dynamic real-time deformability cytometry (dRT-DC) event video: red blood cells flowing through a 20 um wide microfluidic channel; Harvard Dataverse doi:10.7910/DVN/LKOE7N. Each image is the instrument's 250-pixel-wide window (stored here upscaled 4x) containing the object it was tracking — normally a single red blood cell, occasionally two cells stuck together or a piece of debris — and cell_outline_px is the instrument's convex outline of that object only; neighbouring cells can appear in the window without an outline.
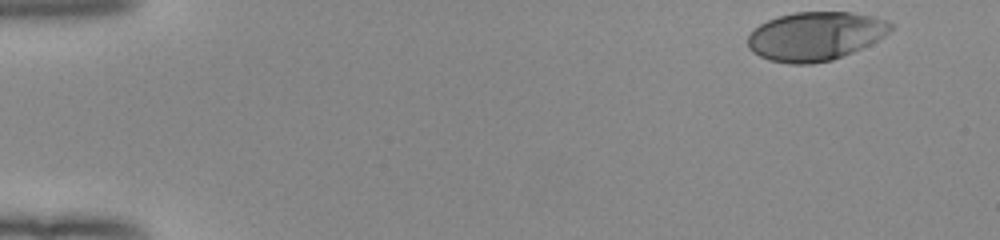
{"species": "human", "species_latin": "Homo sapiens", "temperature_condition": "room temperature", "stored_images_in_passage": 49, "camera_frame_rate_fps": 3000, "um_per_image_px": 0.085, "donor": {"sex": "female"}, "frame": {"image": 1, "passage_image": 1, "time_ms": 0.0, "image_size_px": [1000, 240], "cell_outline_px": [[896, 24], [884, 36], [852, 52], [832, 60], [812, 64], [792, 64], [768, 60], [752, 52], [748, 48], [748, 36], [760, 24], [768, 20], [780, 16], [796, 12], [852, 12], [872, 16]], "centroid_in_image_um": [69.29, 3.08], "position_along_channel_um": 15.7, "area_um2": 40.34}}
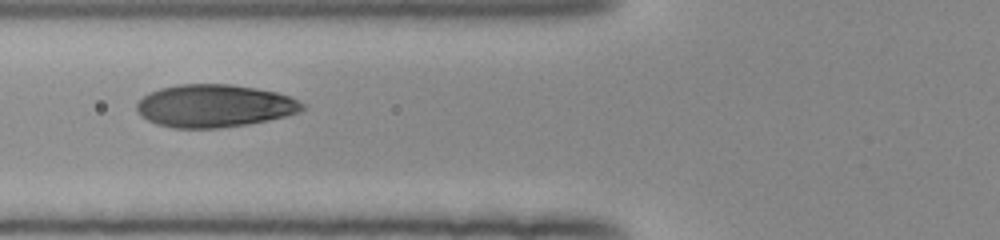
{"frame": {"image": 2, "passage_image": 18, "time_ms": 5.667, "image_size_px": [1000, 240], "cell_outline_px": [[304, 108], [300, 112], [288, 116], [248, 124], [220, 128], [172, 128], [156, 124], [140, 116], [136, 112], [136, 104], [148, 92], [160, 88], [180, 84], [232, 84], [256, 88], [276, 92], [292, 96], [304, 104]], "centroid_in_image_um": [18.22, 9.0], "position_along_channel_um": 107.6, "area_um2": 41.62}}
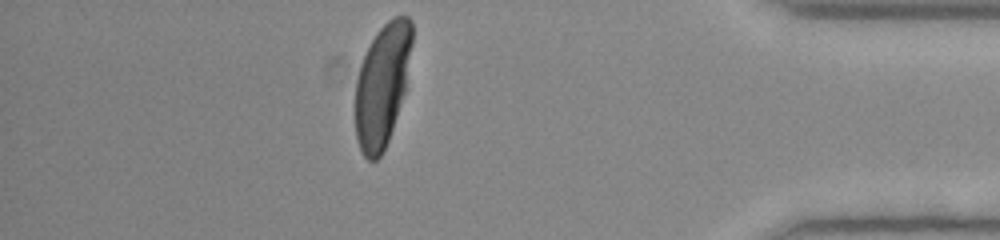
{"frame": {"image": 3, "passage_image": 43, "time_ms": 14.0, "image_size_px": [1000, 240], "cell_outline_px": [[412, 44], [404, 92], [388, 140], [380, 156], [376, 160], [368, 160], [364, 156], [356, 140], [356, 80], [360, 64], [364, 52], [376, 32], [388, 20], [396, 16], [408, 16], [412, 20]], "centroid_in_image_um": [32.48, 7.18], "position_along_channel_um": 402.7, "area_um2": 40.23}, "authors_computed_cell_mechanics": {"area_um2": 41.4426, "velocity_mm_per_s": 3.9551, "shape_relaxation_time_tau1_ms": 2.8483, "shape_relaxation_time_tau2_ms": null, "deformation_change_tau1": 0.1879, "deformation_change_tau2": null}}